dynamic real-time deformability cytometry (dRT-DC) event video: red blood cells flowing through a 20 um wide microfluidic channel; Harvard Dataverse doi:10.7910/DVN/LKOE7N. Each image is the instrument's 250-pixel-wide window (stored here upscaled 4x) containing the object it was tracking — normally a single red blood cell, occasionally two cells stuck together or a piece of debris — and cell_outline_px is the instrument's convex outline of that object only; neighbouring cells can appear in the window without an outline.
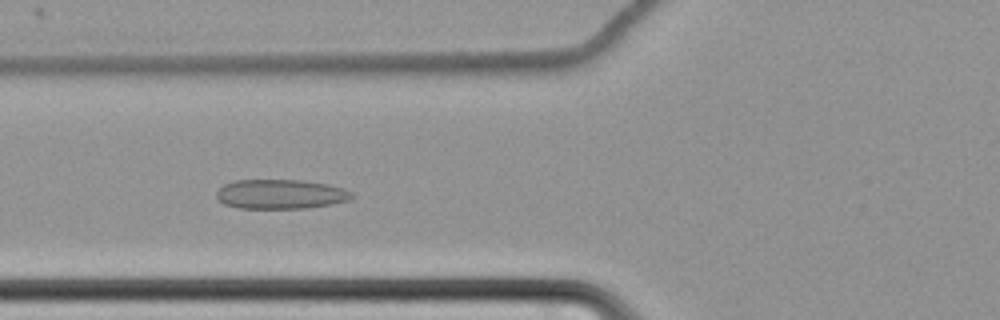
{"species": "common noctule bat (a hibernating species)", "species_latin": "Nyctalus noctula", "temperature_condition": "cold", "stored_images_in_passage": 64, "camera_frame_rate_fps": 3000, "um_per_image_px": 0.085, "animal": {"sex": "female", "body_mass_g": 22.7, "forearm_length_mm": 54.2}, "frame": {"image": 1, "passage_image": 27, "time_ms": 8.667, "image_size_px": [1000, 320], "cell_outline_px": [[352, 196], [348, 200], [332, 204], [304, 208], [240, 208], [224, 204], [216, 196], [216, 192], [224, 184], [236, 180], [300, 180], [328, 184], [344, 188], [352, 192]], "centroid_in_image_um": [23.85, 16.5], "position_along_channel_um": 102.0, "area_um2": 23.12}}
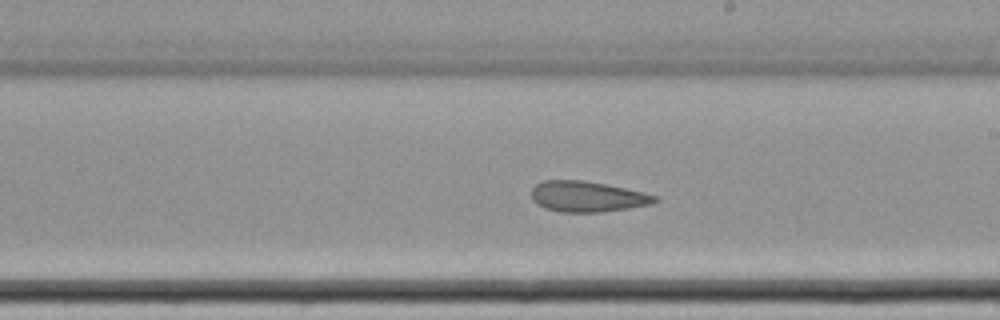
{"frame": {"image": 2, "passage_image": 39, "time_ms": 12.667, "image_size_px": [1000, 320], "cell_outline_px": [[660, 200], [652, 204], [628, 208], [600, 212], [560, 212], [544, 208], [536, 204], [532, 200], [532, 188], [536, 184], [544, 180], [580, 180], [604, 184], [644, 192], [656, 196]], "centroid_in_image_um": [49.9, 16.71], "position_along_channel_um": 239.1, "area_um2": 22.02}}
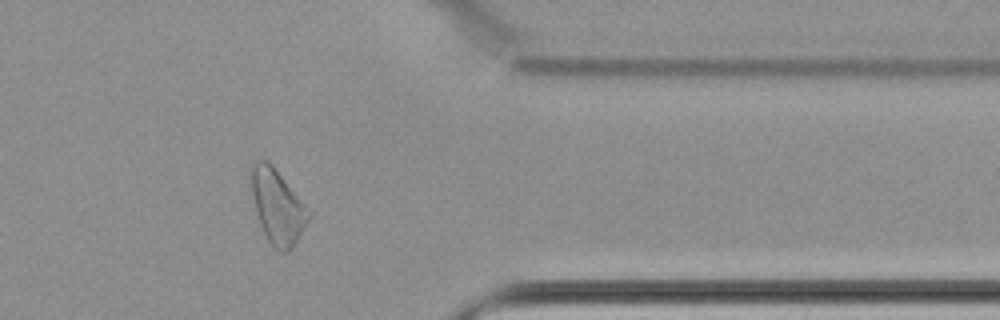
{"frame": {"image": 3, "passage_image": 53, "time_ms": 17.333, "image_size_px": [1000, 320], "cell_outline_px": [[312, 216], [292, 248], [288, 252], [280, 252], [272, 248], [260, 224], [256, 212], [252, 192], [248, 168], [256, 160], [264, 160], [272, 164], [312, 208]], "centroid_in_image_um": [23.63, 17.53], "position_along_channel_um": 387.8, "area_um2": 25.72}, "authors_computed_cell_mechanics": {"area_um2": 25.721, "velocity_mm_per_s": 3.4289, "shape_relaxation_time_tau1_ms": null, "shape_relaxation_time_tau2_ms": 3.3014, "deformation_change_tau1": null, "deformation_change_tau2": 0.1075}}